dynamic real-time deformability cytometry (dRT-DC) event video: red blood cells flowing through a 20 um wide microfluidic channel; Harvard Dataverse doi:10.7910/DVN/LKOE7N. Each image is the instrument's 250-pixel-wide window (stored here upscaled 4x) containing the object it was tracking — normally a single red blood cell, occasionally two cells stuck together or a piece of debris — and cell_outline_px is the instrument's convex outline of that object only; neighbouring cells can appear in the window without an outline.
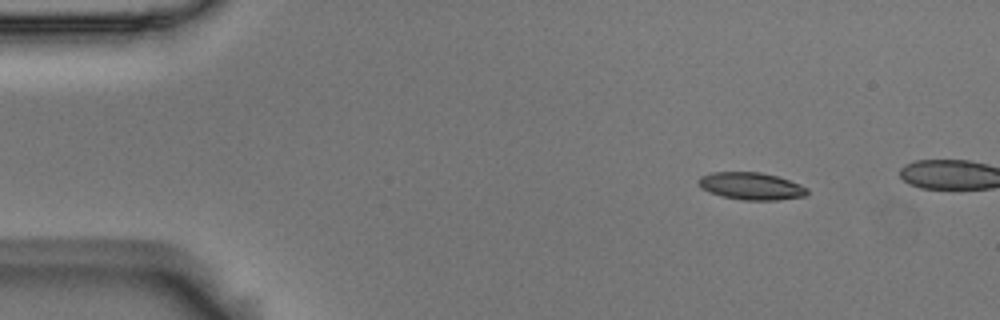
{"species": "Egyptian fruit bat (a non-hibernating species)", "species_latin": "Rousettus aegyptiacus", "temperature_condition": "room temperature", "stored_images_in_passage": 14, "camera_frame_rate_fps": 3000, "um_per_image_px": 0.085, "animal": {"sex": "male"}, "frame": {"image": 1, "passage_image": 7, "time_ms": 2.0, "image_size_px": [1000, 320], "cell_outline_px": [[808, 192], [804, 196], [776, 200], [744, 200], [720, 196], [708, 192], [700, 188], [696, 184], [696, 180], [700, 176], [712, 172], [760, 172], [776, 176], [800, 184], [808, 188]], "centroid_in_image_um": [63.77, 15.81], "position_along_channel_um": 21.2, "area_um2": 17.46}}